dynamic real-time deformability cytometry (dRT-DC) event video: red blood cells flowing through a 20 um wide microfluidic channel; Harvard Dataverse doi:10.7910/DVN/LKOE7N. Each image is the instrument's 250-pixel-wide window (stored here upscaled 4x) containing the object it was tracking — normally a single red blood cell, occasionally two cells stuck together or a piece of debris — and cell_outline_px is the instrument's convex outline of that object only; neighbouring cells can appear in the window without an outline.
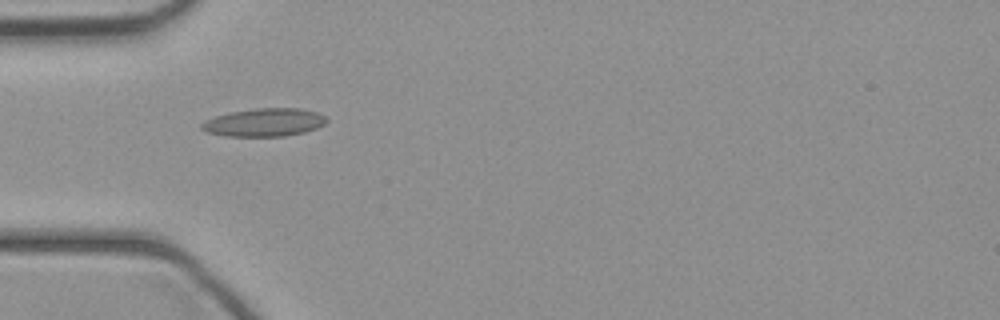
{"species": "common noctule bat (a hibernating species)", "species_latin": "Nyctalus noctula", "temperature_condition": "cold", "stored_images_in_passage": 31, "camera_frame_rate_fps": 3000, "um_per_image_px": 0.085, "animal": {"sex": "female", "body_mass_g": 21.9}, "frame": {"image": 1, "passage_image": 1, "time_ms": 0.0, "image_size_px": [1000, 320], "cell_outline_px": [[328, 120], [324, 124], [316, 128], [304, 132], [284, 136], [224, 136], [208, 132], [200, 128], [200, 124], [204, 120], [216, 116], [232, 112], [256, 108], [300, 108], [316, 112], [324, 116]], "centroid_in_image_um": [22.45, 10.4], "position_along_channel_um": 62.6, "area_um2": 20.35}}
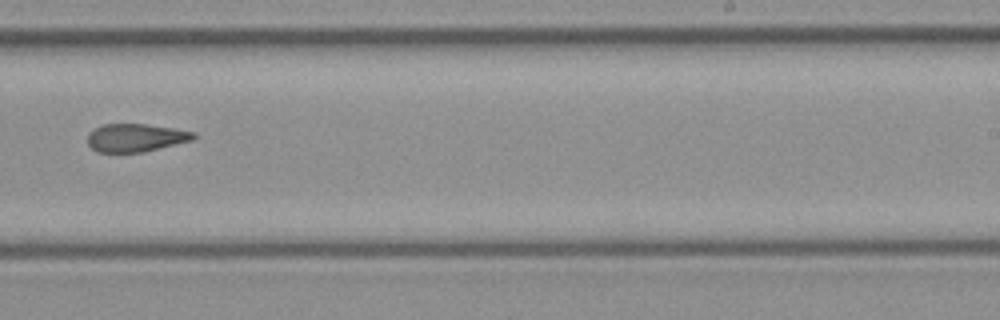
{"frame": {"image": 2, "passage_image": 15, "time_ms": 4.667, "image_size_px": [1000, 320], "cell_outline_px": [[196, 136], [192, 140], [144, 152], [96, 152], [88, 144], [88, 132], [92, 128], [104, 124], [144, 124], [172, 128], [196, 132]], "centroid_in_image_um": [11.5, 11.7], "position_along_channel_um": 277.5, "area_um2": 17.34}}
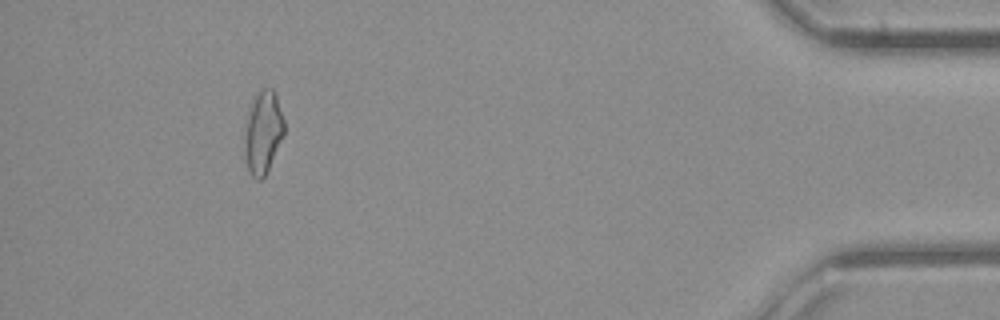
{"frame": {"image": 3, "passage_image": 28, "time_ms": 9.0, "image_size_px": [1000, 320], "cell_outline_px": [[284, 136], [264, 176], [260, 180], [256, 180], [248, 172], [244, 156], [244, 136], [248, 116], [252, 100], [260, 88], [272, 88], [276, 92], [284, 120]], "centroid_in_image_um": [22.35, 11.24], "position_along_channel_um": 412.8, "area_um2": 19.25}}